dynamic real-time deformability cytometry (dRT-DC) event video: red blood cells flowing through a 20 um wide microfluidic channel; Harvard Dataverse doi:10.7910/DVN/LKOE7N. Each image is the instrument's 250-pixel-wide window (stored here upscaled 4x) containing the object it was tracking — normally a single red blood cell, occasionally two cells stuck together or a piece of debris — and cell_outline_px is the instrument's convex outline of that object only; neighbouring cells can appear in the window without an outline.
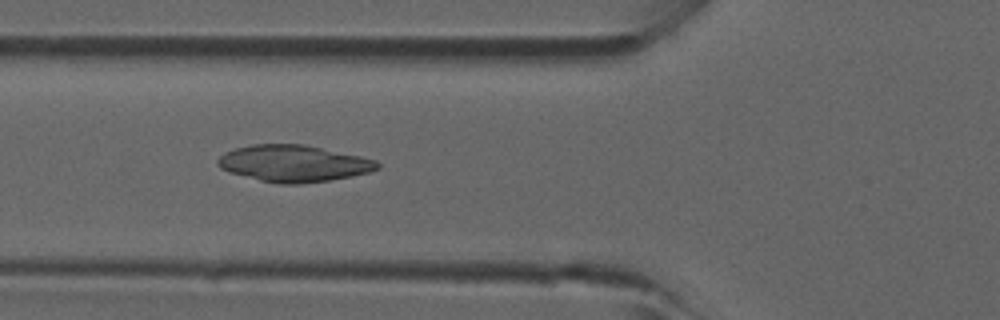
{"species": "common noctule bat (a hibernating species)", "species_latin": "Nyctalus noctula", "temperature_condition": "room temperature", "stored_images_in_passage": 25, "camera_frame_rate_fps": 3000, "um_per_image_px": 0.085, "animal": {"sex": "male", "forearm_length_mm": 52.5}, "frame": {"image": 1, "passage_image": 10, "time_ms": 3.0, "image_size_px": [1000, 320], "cell_outline_px": [[380, 168], [368, 172], [352, 176], [328, 180], [296, 184], [280, 184], [260, 180], [228, 172], [220, 168], [216, 164], [216, 160], [224, 152], [236, 148], [252, 144], [304, 144], [360, 156], [376, 160], [380, 164]], "centroid_in_image_um": [24.93, 13.89], "position_along_channel_um": 100.9, "area_um2": 34.04}}